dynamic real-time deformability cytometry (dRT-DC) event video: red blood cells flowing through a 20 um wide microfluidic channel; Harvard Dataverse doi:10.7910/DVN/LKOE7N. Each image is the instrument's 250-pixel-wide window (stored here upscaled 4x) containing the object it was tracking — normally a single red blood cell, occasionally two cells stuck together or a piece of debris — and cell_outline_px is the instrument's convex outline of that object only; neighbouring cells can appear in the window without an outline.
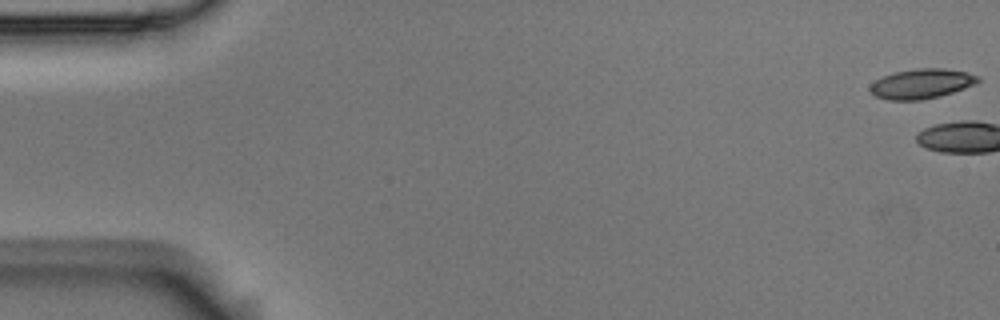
{"species": "Egyptian fruit bat (a non-hibernating species)", "species_latin": "Rousettus aegyptiacus", "temperature_condition": "room temperature", "stored_images_in_passage": 5, "camera_frame_rate_fps": 3000, "um_per_image_px": 0.085, "animal": {"sex": "male"}, "frame": {"image": 1, "passage_image": 1, "time_ms": 0.0, "image_size_px": [1000, 320], "cell_outline_px": [[980, 80], [976, 84], [940, 96], [920, 100], [888, 100], [876, 96], [868, 92], [868, 88], [876, 80], [884, 76], [896, 72], [916, 68], [944, 68], [964, 72], [980, 76]], "centroid_in_image_um": [78.32, 7.12], "position_along_channel_um": 6.7, "area_um2": 18.67}}